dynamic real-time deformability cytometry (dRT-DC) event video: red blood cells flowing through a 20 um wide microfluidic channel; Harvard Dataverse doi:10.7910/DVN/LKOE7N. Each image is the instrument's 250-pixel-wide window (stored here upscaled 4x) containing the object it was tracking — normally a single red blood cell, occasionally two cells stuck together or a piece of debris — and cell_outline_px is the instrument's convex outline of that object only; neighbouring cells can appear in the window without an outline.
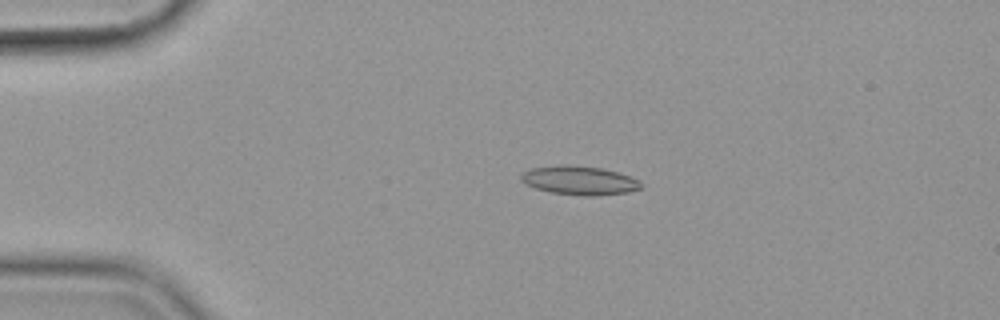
{"species": "common noctule bat (a hibernating species)", "species_latin": "Nyctalus noctula", "temperature_condition": "cold", "stored_images_in_passage": 17, "camera_frame_rate_fps": 3000, "um_per_image_px": 0.085, "animal": {"sex": "female", "body_mass_g": 19.9}, "frame": {"image": 1, "passage_image": 10, "time_ms": 3.0, "image_size_px": [1000, 320], "cell_outline_px": [[640, 188], [628, 192], [596, 196], [580, 196], [548, 192], [524, 184], [520, 180], [520, 176], [524, 172], [532, 168], [556, 164], [568, 164], [600, 168], [616, 172], [640, 180]], "centroid_in_image_um": [49.19, 15.34], "position_along_channel_um": 35.8, "area_um2": 20.29}}
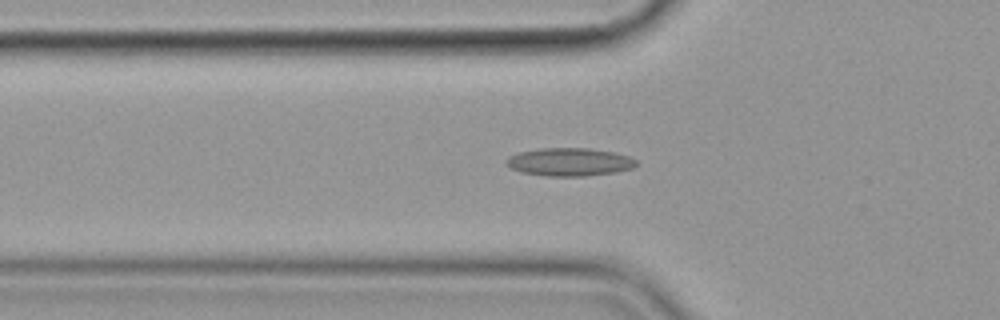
{"frame": {"image": 2, "passage_image": 17, "time_ms": 5.333, "image_size_px": [1000, 320], "cell_outline_px": [[636, 164], [632, 168], [616, 172], [584, 176], [548, 176], [524, 172], [512, 168], [504, 164], [508, 156], [520, 152], [540, 148], [588, 148], [616, 152], [628, 156], [636, 160]], "centroid_in_image_um": [48.41, 13.76], "position_along_channel_um": 77.4, "area_um2": 21.15}}